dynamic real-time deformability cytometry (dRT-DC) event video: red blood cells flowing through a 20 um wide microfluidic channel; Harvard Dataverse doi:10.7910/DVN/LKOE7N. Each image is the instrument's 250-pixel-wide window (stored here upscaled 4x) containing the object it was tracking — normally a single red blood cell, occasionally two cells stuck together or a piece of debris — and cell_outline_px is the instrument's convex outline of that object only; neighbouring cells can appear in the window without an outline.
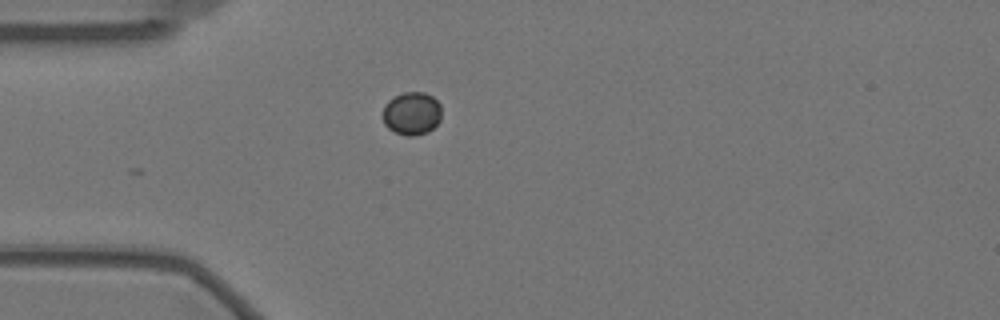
{"species": "Egyptian fruit bat (a non-hibernating species)", "species_latin": "Rousettus aegyptiacus", "temperature_condition": "warm", "stored_images_in_passage": 7, "camera_frame_rate_fps": 3000, "um_per_image_px": 0.085, "animal": {"sex": "female"}, "frame": {"image": 1, "passage_image": 1, "time_ms": 0.0, "image_size_px": [1000, 320], "cell_outline_px": [[440, 120], [428, 132], [416, 136], [408, 136], [396, 132], [388, 128], [384, 124], [384, 104], [388, 100], [404, 92], [424, 92], [432, 96], [440, 104]], "centroid_in_image_um": [35.0, 9.64], "position_along_channel_um": 50.0, "area_um2": 14.62}}
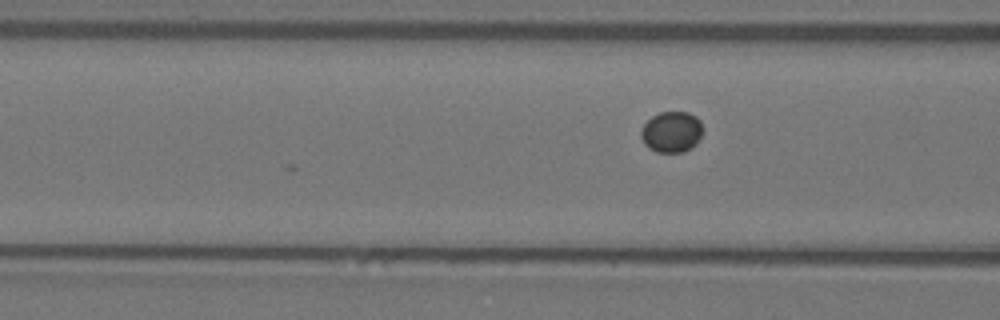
{"frame": {"image": 2, "passage_image": 7, "time_ms": 2.0, "image_size_px": [1000, 320], "cell_outline_px": [[700, 136], [696, 144], [692, 148], [684, 152], [656, 152], [648, 148], [644, 144], [640, 136], [640, 132], [644, 124], [652, 116], [660, 112], [688, 112], [696, 116], [700, 120]], "centroid_in_image_um": [57.05, 11.22], "position_along_channel_um": 109.5, "area_um2": 14.74}}